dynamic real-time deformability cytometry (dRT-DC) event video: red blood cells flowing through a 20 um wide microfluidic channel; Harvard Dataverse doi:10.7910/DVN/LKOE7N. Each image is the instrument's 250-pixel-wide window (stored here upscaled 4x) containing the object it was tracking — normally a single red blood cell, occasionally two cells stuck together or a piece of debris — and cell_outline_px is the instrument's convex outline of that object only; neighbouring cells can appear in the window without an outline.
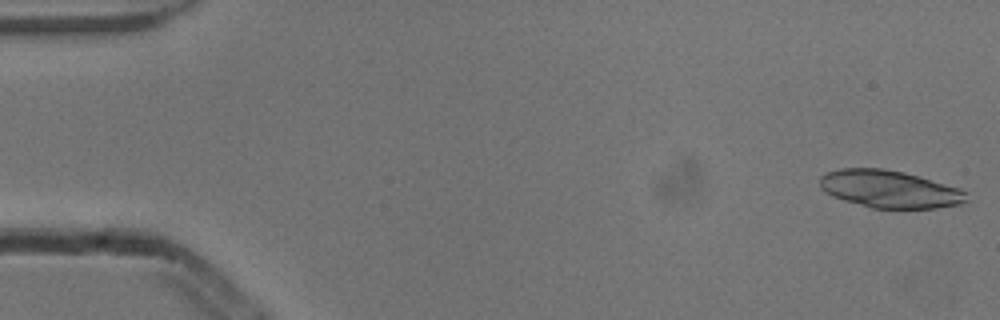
{"species": "common noctule bat (a hibernating species)", "species_latin": "Nyctalus noctula", "temperature_condition": "cold", "stored_images_in_passage": 52, "segment_of_instrument_passage": [1, 2], "camera_frame_rate_fps": 3000, "um_per_image_px": 0.085, "animal": {"sex": "male", "body_mass_g": 13.3}, "frame": {"image": 1, "passage_image": 1, "time_ms": 0.0, "image_size_px": [1000, 320], "cell_outline_px": [[968, 200], [960, 204], [936, 208], [872, 208], [844, 200], [832, 196], [824, 192], [820, 188], [820, 176], [828, 172], [840, 168], [880, 168], [904, 172], [960, 188], [964, 192]], "centroid_in_image_um": [75.58, 16.07], "position_along_channel_um": 9.4, "area_um2": 31.91}}